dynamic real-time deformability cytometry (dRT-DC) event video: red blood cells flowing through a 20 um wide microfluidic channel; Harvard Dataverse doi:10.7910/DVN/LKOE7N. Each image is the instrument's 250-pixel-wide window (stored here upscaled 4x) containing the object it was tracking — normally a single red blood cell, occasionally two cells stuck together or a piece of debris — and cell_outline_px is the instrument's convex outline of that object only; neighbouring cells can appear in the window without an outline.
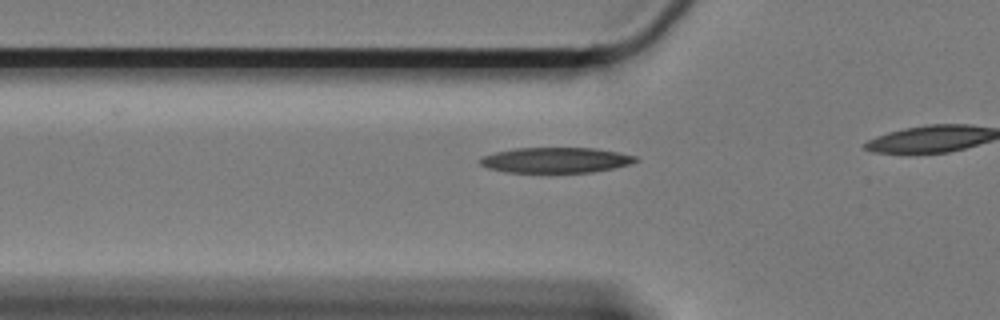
{"species": "Egyptian fruit bat (a non-hibernating species)", "species_latin": "Rousettus aegyptiacus", "temperature_condition": "cold", "stored_images_in_passage": 10, "camera_frame_rate_fps": 3000, "um_per_image_px": 0.085, "animal": {"sex": "female"}, "frame": {"image": 1, "passage_image": 4, "time_ms": 1.0, "image_size_px": [1000, 320], "cell_outline_px": [[640, 160], [628, 164], [612, 168], [592, 172], [504, 172], [488, 168], [480, 164], [480, 156], [512, 148], [596, 148], [636, 156]], "centroid_in_image_um": [47.2, 13.6], "position_along_channel_um": 78.6, "area_um2": 22.95}}
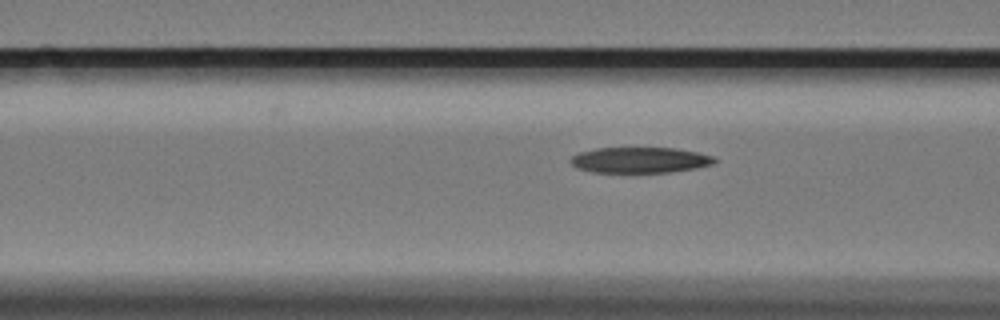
{"frame": {"image": 2, "passage_image": 7, "time_ms": 2.0, "image_size_px": [1000, 320], "cell_outline_px": [[716, 160], [712, 164], [696, 168], [668, 172], [592, 172], [576, 168], [568, 160], [572, 156], [580, 152], [596, 148], [676, 148], [696, 152], [712, 156]], "centroid_in_image_um": [54.34, 13.6], "position_along_channel_um": 112.3, "area_um2": 21.44}}